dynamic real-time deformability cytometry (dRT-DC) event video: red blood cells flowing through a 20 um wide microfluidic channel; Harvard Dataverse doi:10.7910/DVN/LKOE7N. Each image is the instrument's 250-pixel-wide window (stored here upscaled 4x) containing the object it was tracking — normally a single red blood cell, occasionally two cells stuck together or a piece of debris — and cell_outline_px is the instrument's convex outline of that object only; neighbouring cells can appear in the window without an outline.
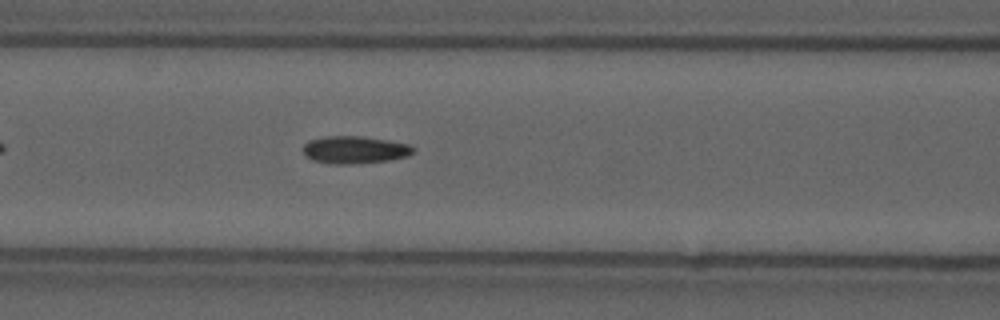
{"species": "common noctule bat (a hibernating species)", "species_latin": "Nyctalus noctula", "temperature_condition": "cold", "stored_images_in_passage": 38, "camera_frame_rate_fps": 3000, "um_per_image_px": 0.085, "animal": {"sex": "male", "forearm_length_mm": 52.5}, "frame": {"image": 1, "passage_image": 11, "time_ms": 3.333, "image_size_px": [1000, 320], "cell_outline_px": [[416, 148], [408, 156], [388, 160], [352, 164], [328, 164], [312, 160], [304, 156], [304, 144], [308, 140], [328, 136], [360, 136], [408, 144]], "centroid_in_image_um": [30.1, 12.74], "position_along_channel_um": 136.5, "area_um2": 17.57}, "authors_computed_cell_mechanics": {"area_um2": 16.5308, "velocity_mm_per_s": 3.7093, "shape_relaxation_time_tau1_ms": null, "shape_relaxation_time_tau2_ms": 3.3552, "deformation_change_tau1": null, "deformation_change_tau2": 0.1131}}